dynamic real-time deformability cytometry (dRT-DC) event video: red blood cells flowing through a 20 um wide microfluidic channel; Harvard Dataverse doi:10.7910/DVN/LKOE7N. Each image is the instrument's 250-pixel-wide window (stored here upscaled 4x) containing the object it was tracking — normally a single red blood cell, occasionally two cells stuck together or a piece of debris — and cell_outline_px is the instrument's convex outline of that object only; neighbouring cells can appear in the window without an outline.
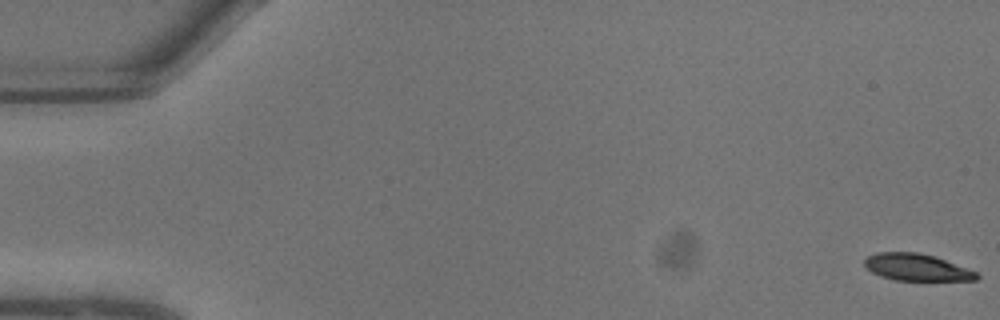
{"species": "common noctule bat (a hibernating species)", "species_latin": "Nyctalus noctula", "temperature_condition": "warm", "stored_images_in_passage": 9, "camera_frame_rate_fps": 3000, "um_per_image_px": 0.085, "animal": {"sex": "male", "body_mass_g": 13.3}, "frame": {"image": 1, "passage_image": 1, "time_ms": 0.0, "image_size_px": [1000, 320], "cell_outline_px": [[980, 276], [976, 280], [896, 280], [880, 276], [872, 272], [864, 264], [864, 260], [868, 256], [876, 252], [920, 252], [936, 256], [976, 272]], "centroid_in_image_um": [77.9, 22.71], "position_along_channel_um": 7.1, "area_um2": 17.51}}
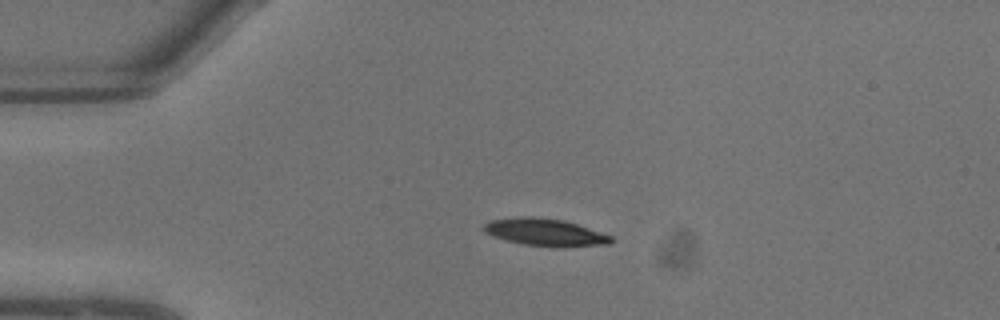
{"frame": {"image": 2, "passage_image": 6, "time_ms": 1.667, "image_size_px": [1000, 320], "cell_outline_px": [[612, 240], [608, 244], [524, 244], [508, 240], [484, 232], [480, 228], [488, 220], [516, 216], [536, 216], [564, 220], [612, 236]], "centroid_in_image_um": [46.19, 19.66], "position_along_channel_um": 38.8, "area_um2": 19.19}}
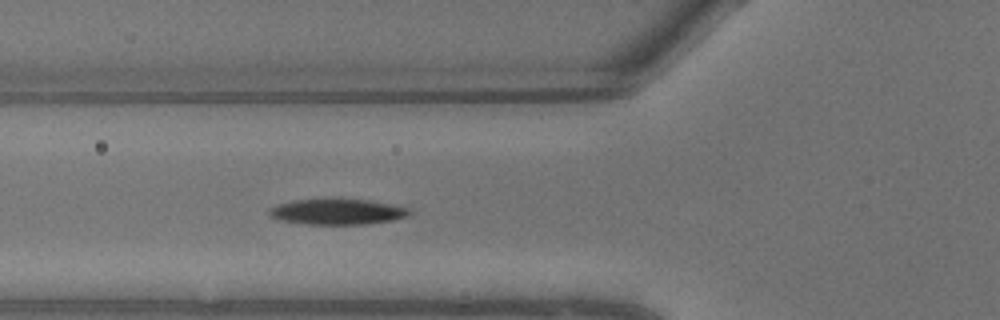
{"frame": {"image": 3, "passage_image": 9, "time_ms": 2.667, "image_size_px": [1000, 320], "cell_outline_px": [[412, 212], [408, 216], [392, 220], [368, 224], [304, 224], [280, 220], [272, 216], [268, 212], [268, 208], [276, 204], [292, 200], [368, 200], [396, 204], [408, 208]], "centroid_in_image_um": [28.69, 18.0], "position_along_channel_um": 97.1, "area_um2": 20.87}}